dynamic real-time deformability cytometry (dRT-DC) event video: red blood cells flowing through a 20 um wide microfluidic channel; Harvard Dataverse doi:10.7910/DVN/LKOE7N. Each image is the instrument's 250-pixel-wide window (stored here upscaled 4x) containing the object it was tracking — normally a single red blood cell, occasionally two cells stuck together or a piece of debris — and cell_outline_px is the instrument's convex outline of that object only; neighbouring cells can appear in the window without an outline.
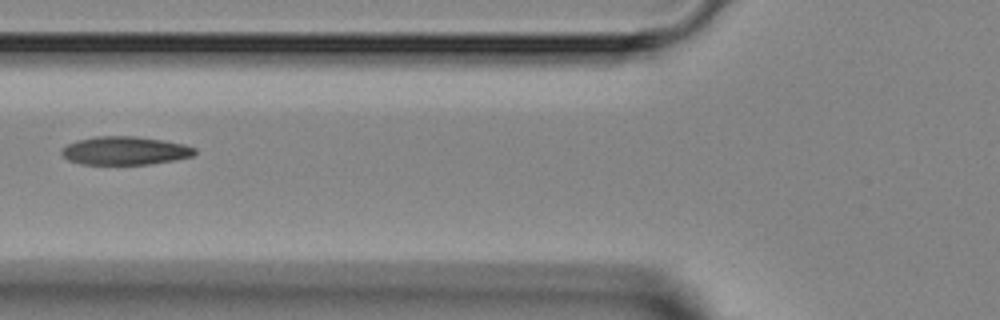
{"species": "Egyptian fruit bat (a non-hibernating species)", "species_latin": "Rousettus aegyptiacus", "temperature_condition": "room temperature", "stored_images_in_passage": 4, "camera_frame_rate_fps": 3000, "um_per_image_px": 0.085, "animal": {"sex": "female"}, "frame": {"image": 1, "passage_image": 3, "time_ms": 2.333, "image_size_px": [1000, 320], "cell_outline_px": [[196, 152], [192, 156], [172, 160], [148, 164], [80, 164], [68, 160], [60, 152], [68, 144], [76, 140], [96, 136], [136, 136], [164, 140], [184, 144], [196, 148]], "centroid_in_image_um": [10.62, 12.8], "position_along_channel_um": 115.2, "area_um2": 21.91}}